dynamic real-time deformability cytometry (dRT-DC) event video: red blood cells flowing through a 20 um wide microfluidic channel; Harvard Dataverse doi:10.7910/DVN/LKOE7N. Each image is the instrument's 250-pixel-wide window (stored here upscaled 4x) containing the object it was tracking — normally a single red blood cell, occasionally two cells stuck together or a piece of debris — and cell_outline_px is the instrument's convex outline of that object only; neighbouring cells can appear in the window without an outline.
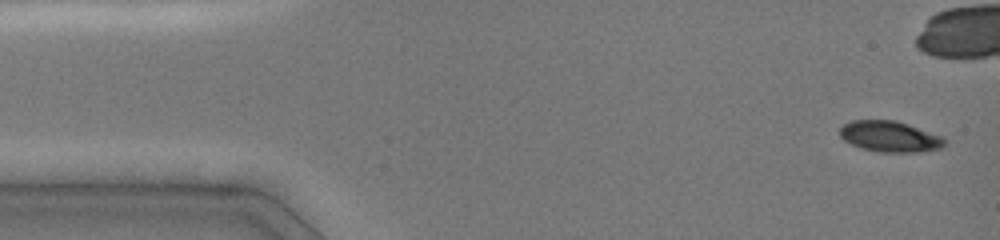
{"species": "common noctule bat (a hibernating species)", "species_latin": "Nyctalus noctula", "temperature_condition": "cold", "stored_images_in_passage": 23, "camera_frame_rate_fps": 3000, "um_per_image_px": 0.085, "animal": {"sex": "female", "body_mass_g": 19.0, "forearm_length_mm": 51.5}, "frame": {"image": 1, "passage_image": 1, "time_ms": 0.0, "image_size_px": [1000, 240], "cell_outline_px": [[944, 144], [940, 148], [920, 152], [880, 152], [860, 148], [844, 140], [840, 136], [840, 128], [844, 124], [852, 120], [896, 120], [944, 136]], "centroid_in_image_um": [75.64, 11.6], "position_along_channel_um": 9.4, "area_um2": 18.9}}
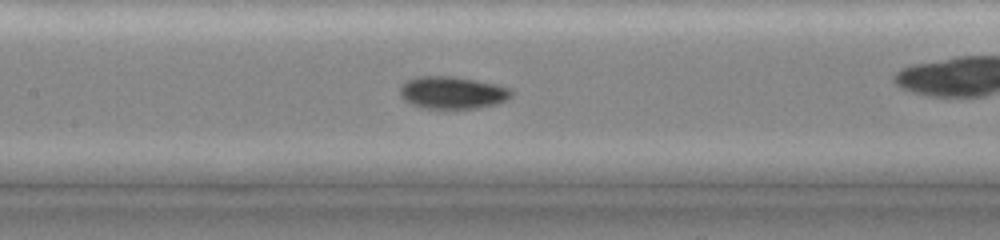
{"frame": {"image": 2, "passage_image": 17, "time_ms": 6.667, "image_size_px": [1000, 240], "cell_outline_px": [[512, 96], [496, 104], [476, 108], [424, 108], [412, 104], [404, 100], [400, 96], [400, 84], [416, 76], [456, 76], [496, 84], [512, 88]], "centroid_in_image_um": [38.44, 7.86], "position_along_channel_um": 169.0, "area_um2": 21.1}}